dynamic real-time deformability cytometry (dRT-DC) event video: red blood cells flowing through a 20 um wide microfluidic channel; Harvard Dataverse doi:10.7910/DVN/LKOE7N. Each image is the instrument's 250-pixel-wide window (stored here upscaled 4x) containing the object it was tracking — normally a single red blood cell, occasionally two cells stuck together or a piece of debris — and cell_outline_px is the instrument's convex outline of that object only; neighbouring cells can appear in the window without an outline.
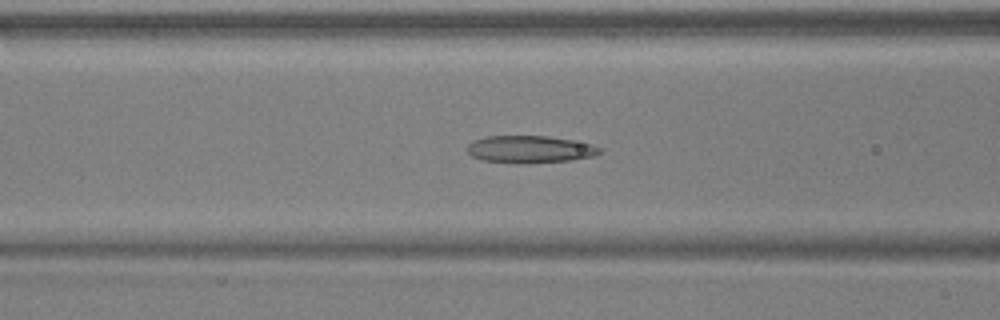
{"species": "common noctule bat (a hibernating species)", "species_latin": "Nyctalus noctula", "temperature_condition": "warm", "stored_images_in_passage": 46, "camera_frame_rate_fps": 3000, "um_per_image_px": 0.085, "animal": {"sex": "male", "body_mass_g": 17.9, "forearm_length_mm": 54.2}, "frame": {"image": 1, "passage_image": 14, "time_ms": 4.333, "image_size_px": [1000, 320], "cell_outline_px": [[604, 148], [600, 152], [592, 156], [572, 160], [520, 164], [516, 164], [480, 160], [472, 156], [468, 152], [468, 144], [472, 140], [484, 136], [548, 136], [572, 140], [592, 144]], "centroid_in_image_um": [45.02, 12.69], "position_along_channel_um": 121.6, "area_um2": 21.33}}
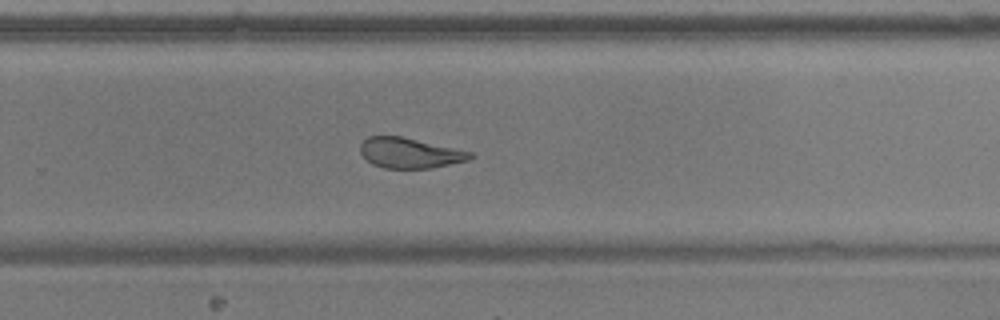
{"frame": {"image": 2, "passage_image": 28, "time_ms": 9.0, "image_size_px": [1000, 320], "cell_outline_px": [[476, 156], [468, 160], [428, 168], [384, 168], [372, 164], [360, 152], [360, 144], [368, 136], [400, 136], [472, 152]], "centroid_in_image_um": [34.81, 13.0], "position_along_channel_um": 295.0, "area_um2": 19.13}}
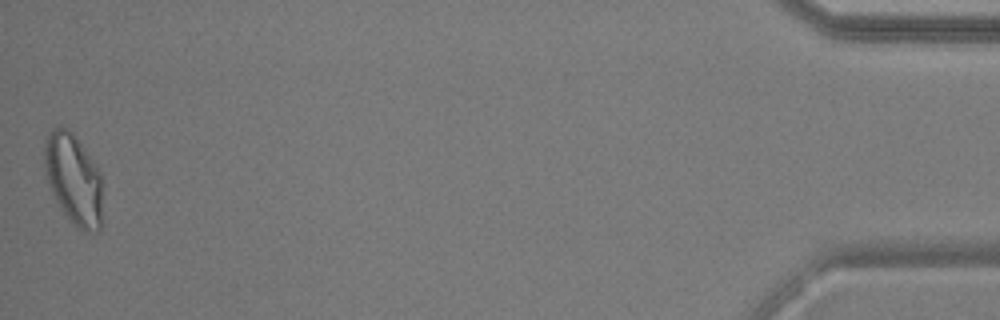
{"frame": {"image": 3, "passage_image": 46, "time_ms": 15.0, "image_size_px": [1000, 320], "cell_outline_px": [[100, 228], [96, 232], [84, 232], [76, 228], [60, 208], [52, 192], [44, 172], [44, 140], [48, 132], [52, 128], [60, 124], [68, 128], [72, 132], [100, 172]], "centroid_in_image_um": [6.19, 15.2], "position_along_channel_um": 429.0, "area_um2": 30.58}, "authors_computed_cell_mechanics": {"area_um2": 20.6346, "velocity_mm_per_s": 3.7194, "shape_relaxation_time_tau1_ms": 5.1913, "shape_relaxation_time_tau2_ms": 1.7643, "deformation_change_tau1": 0.1903, "deformation_change_tau2": 0.1038}}